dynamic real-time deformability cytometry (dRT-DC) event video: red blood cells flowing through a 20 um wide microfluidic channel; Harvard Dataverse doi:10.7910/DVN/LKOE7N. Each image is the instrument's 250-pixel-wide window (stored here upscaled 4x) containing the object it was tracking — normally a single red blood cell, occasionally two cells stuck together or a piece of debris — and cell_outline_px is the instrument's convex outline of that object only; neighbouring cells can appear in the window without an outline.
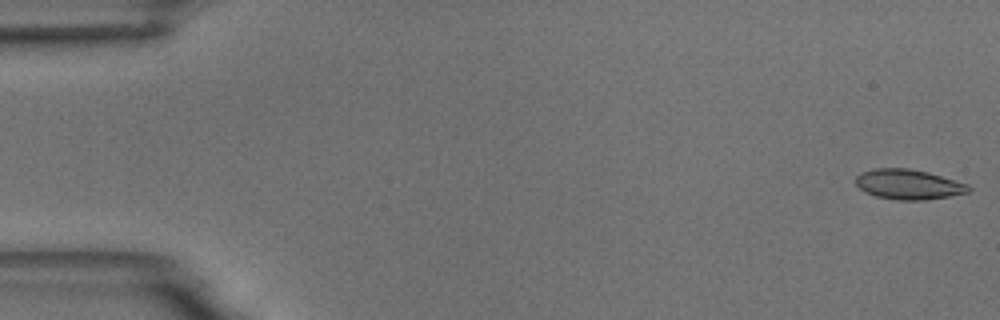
{"species": "common noctule bat (a hibernating species)", "species_latin": "Nyctalus noctula", "temperature_condition": "room temperature", "stored_images_in_passage": 56, "camera_frame_rate_fps": 3000, "um_per_image_px": 0.085, "animal": {"sex": "male", "body_mass_g": 18.8}, "frame": {"image": 1, "passage_image": 1, "time_ms": 0.0, "image_size_px": [1000, 320], "cell_outline_px": [[972, 188], [968, 192], [948, 196], [924, 200], [900, 200], [876, 196], [864, 192], [856, 184], [856, 176], [860, 172], [876, 168], [908, 168], [928, 172], [968, 184]], "centroid_in_image_um": [77.2, 15.66], "position_along_channel_um": 7.8, "area_um2": 19.65}}
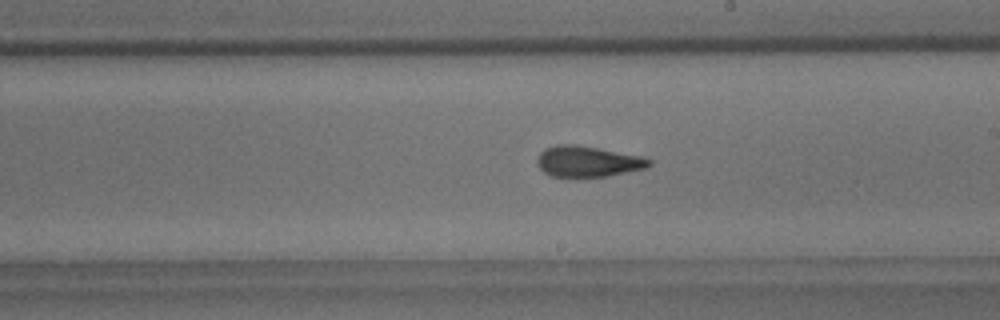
{"frame": {"image": 2, "passage_image": 32, "time_ms": 10.333, "image_size_px": [1000, 320], "cell_outline_px": [[652, 164], [648, 168], [608, 176], [552, 176], [544, 172], [536, 164], [536, 160], [540, 152], [544, 148], [556, 144], [576, 144], [640, 156], [652, 160]], "centroid_in_image_um": [49.95, 13.71], "position_along_channel_um": 239.1, "area_um2": 20.11}}
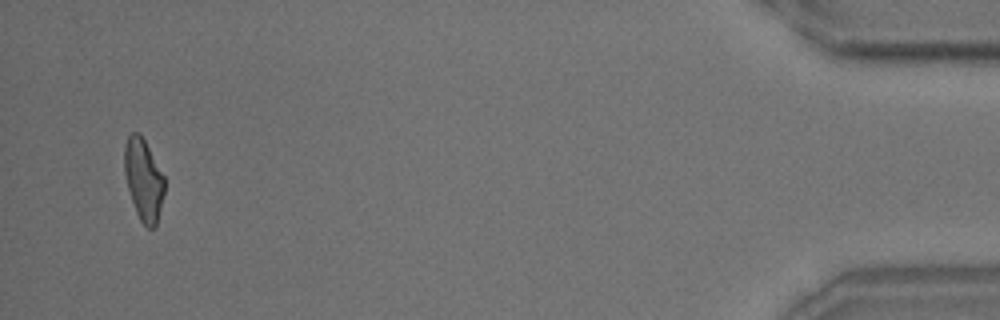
{"frame": {"image": 3, "passage_image": 54, "time_ms": 17.667, "image_size_px": [1000, 320], "cell_outline_px": [[164, 192], [156, 228], [148, 228], [140, 220], [136, 212], [128, 188], [124, 172], [124, 144], [128, 136], [132, 132], [140, 132], [164, 176]], "centroid_in_image_um": [12.19, 15.26], "position_along_channel_um": 423.0, "area_um2": 19.02}, "authors_computed_cell_mechanics": {"area_um2": 19.9121, "velocity_mm_per_s": 3.6182, "shape_relaxation_time_tau1_ms": 8.0158, "shape_relaxation_time_tau2_ms": 2.1579, "deformation_change_tau1": 0.1778, "deformation_change_tau2": 0.0973}}